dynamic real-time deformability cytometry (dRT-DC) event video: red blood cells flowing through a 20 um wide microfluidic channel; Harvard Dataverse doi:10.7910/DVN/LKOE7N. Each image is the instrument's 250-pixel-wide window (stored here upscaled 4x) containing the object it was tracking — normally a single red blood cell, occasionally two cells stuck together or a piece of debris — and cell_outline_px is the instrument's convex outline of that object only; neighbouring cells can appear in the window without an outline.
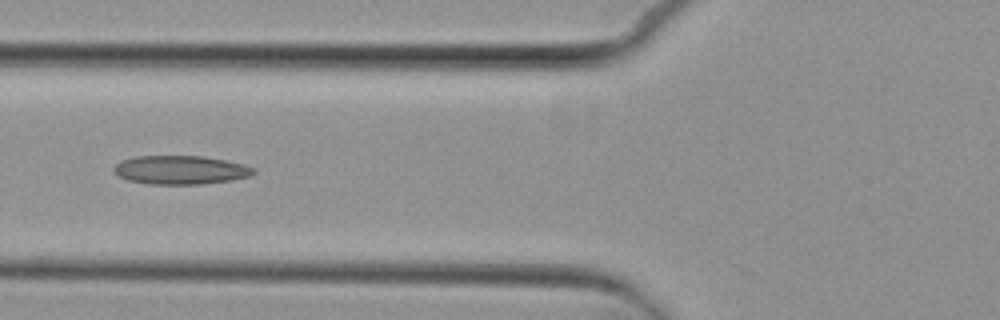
{"species": "common noctule bat (a hibernating species)", "species_latin": "Nyctalus noctula", "temperature_condition": "cold", "stored_images_in_passage": 4, "camera_frame_rate_fps": 3000, "um_per_image_px": 0.085, "animal": {"sex": "female", "body_mass_g": 29.2, "forearm_length_mm": 56.3}, "frame": {"image": 1, "passage_image": 4, "time_ms": 4.333, "image_size_px": [1000, 320], "cell_outline_px": [[256, 172], [248, 176], [228, 180], [204, 184], [148, 184], [128, 180], [116, 176], [112, 172], [112, 168], [120, 160], [136, 156], [204, 156], [244, 164], [256, 168]], "centroid_in_image_um": [15.28, 14.44], "position_along_channel_um": 110.5, "area_um2": 23.52}}